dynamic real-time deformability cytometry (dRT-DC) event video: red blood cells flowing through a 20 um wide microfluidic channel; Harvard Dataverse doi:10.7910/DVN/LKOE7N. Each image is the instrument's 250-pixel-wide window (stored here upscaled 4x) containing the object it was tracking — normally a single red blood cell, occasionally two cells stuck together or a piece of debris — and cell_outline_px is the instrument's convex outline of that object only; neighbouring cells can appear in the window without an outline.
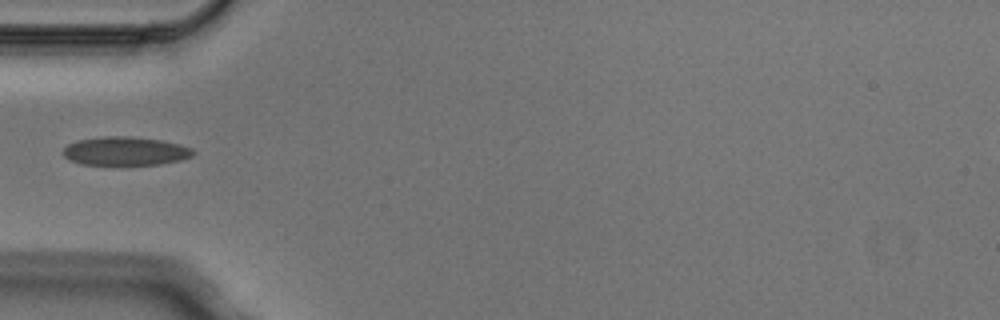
{"species": "Egyptian fruit bat (a non-hibernating species)", "species_latin": "Rousettus aegyptiacus", "temperature_condition": "cold", "stored_images_in_passage": 4, "camera_frame_rate_fps": 3000, "um_per_image_px": 0.085, "animal": {"sex": "male"}, "frame": {"image": 1, "passage_image": 4, "time_ms": 1.0, "image_size_px": [1000, 320], "cell_outline_px": [[196, 152], [192, 156], [180, 160], [160, 164], [80, 164], [68, 160], [60, 152], [68, 144], [80, 140], [104, 136], [128, 136], [160, 140], [180, 144], [192, 148]], "centroid_in_image_um": [10.64, 12.84], "position_along_channel_um": 74.4, "area_um2": 21.62}}